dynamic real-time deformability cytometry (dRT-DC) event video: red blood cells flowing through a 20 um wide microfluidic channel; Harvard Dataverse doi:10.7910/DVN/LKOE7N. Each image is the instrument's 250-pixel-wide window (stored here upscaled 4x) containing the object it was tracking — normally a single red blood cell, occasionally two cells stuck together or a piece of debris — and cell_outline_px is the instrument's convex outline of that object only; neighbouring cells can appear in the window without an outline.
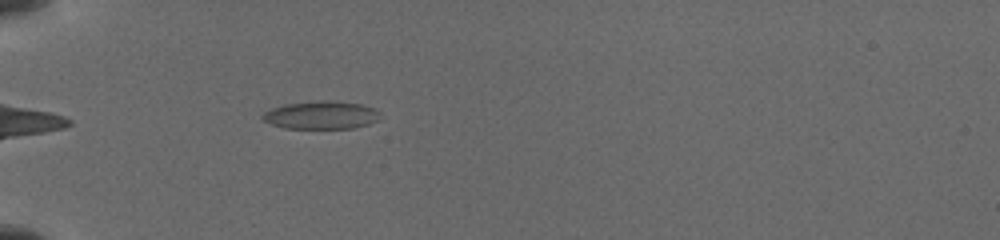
{"species": "common noctule bat (a hibernating species)", "species_latin": "Nyctalus noctula", "temperature_condition": "cold", "stored_images_in_passage": 49, "camera_frame_rate_fps": 3000, "um_per_image_px": 0.085, "animal": {"sex": "female", "body_mass_g": 19.5, "forearm_length_mm": 54.1}, "frame": {"image": 1, "passage_image": 9, "time_ms": 1.667, "image_size_px": [1000, 240], "cell_outline_px": [[376, 120], [368, 124], [352, 128], [284, 128], [272, 124], [264, 120], [260, 116], [264, 112], [272, 108], [288, 104], [324, 100], [328, 100], [360, 104], [372, 108], [376, 112]], "centroid_in_image_um": [27.23, 9.79], "position_along_channel_um": 57.8, "area_um2": 18.61}}
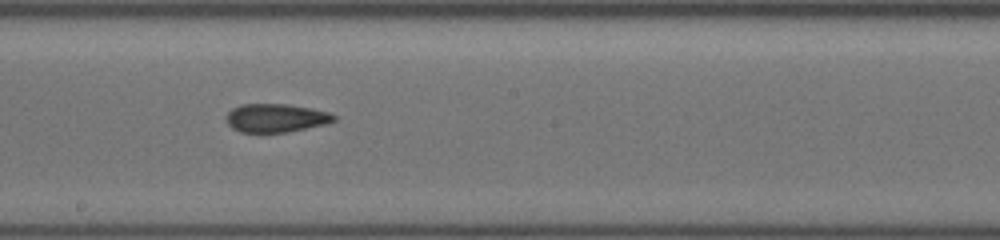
{"frame": {"image": 2, "passage_image": 31, "time_ms": 6.333, "image_size_px": [1000, 240], "cell_outline_px": [[336, 120], [324, 124], [284, 132], [240, 132], [232, 128], [228, 124], [228, 112], [232, 108], [244, 104], [288, 104], [328, 112], [336, 116]], "centroid_in_image_um": [23.43, 10.02], "position_along_channel_um": 224.8, "area_um2": 17.46}}
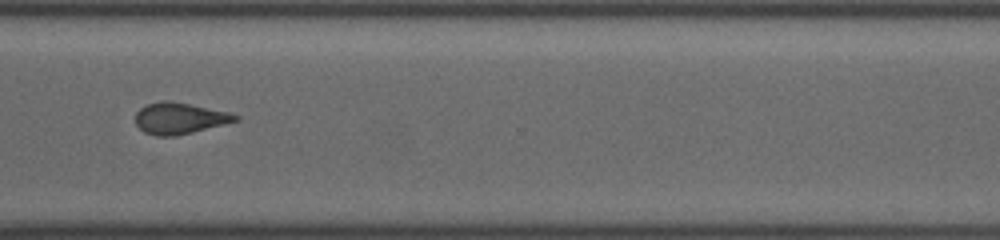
{"frame": {"image": 3, "passage_image": 48, "time_ms": 9.667, "image_size_px": [1000, 240], "cell_outline_px": [[240, 120], [172, 136], [156, 136], [144, 132], [136, 124], [136, 112], [140, 108], [148, 104], [164, 100], [168, 100], [228, 112], [240, 116]], "centroid_in_image_um": [15.23, 10.05], "position_along_channel_um": 355.4, "area_um2": 17.8}}